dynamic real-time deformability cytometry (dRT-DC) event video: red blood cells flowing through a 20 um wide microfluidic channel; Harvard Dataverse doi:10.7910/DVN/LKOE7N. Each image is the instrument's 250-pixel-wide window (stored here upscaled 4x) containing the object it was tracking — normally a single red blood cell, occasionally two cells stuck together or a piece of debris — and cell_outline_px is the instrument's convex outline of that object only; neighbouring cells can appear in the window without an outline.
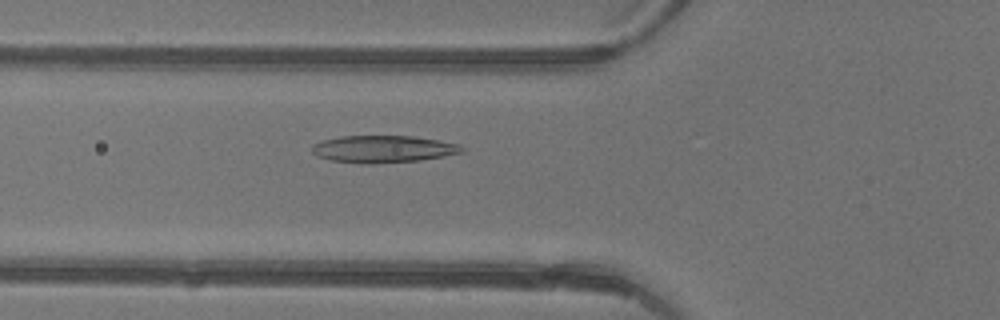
{"species": "common noctule bat (a hibernating species)", "species_latin": "Nyctalus noctula", "temperature_condition": "warm", "stored_images_in_passage": 34, "segment_of_instrument_passage": [1, 2], "camera_frame_rate_fps": 3000, "um_per_image_px": 0.085, "animal": {"sex": "female"}, "frame": {"image": 1, "passage_image": 4, "time_ms": 1.0, "image_size_px": [1000, 320], "cell_outline_px": [[464, 152], [444, 156], [420, 160], [372, 164], [360, 164], [332, 160], [320, 156], [312, 152], [312, 144], [324, 140], [340, 136], [412, 136], [460, 144], [464, 148]], "centroid_in_image_um": [32.58, 12.67], "position_along_channel_um": 93.2, "area_um2": 23.64}}
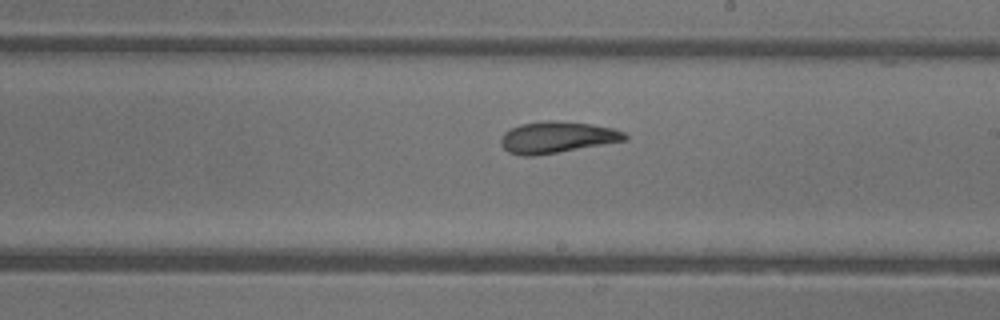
{"frame": {"image": 2, "passage_image": 14, "time_ms": 4.333, "image_size_px": [1000, 320], "cell_outline_px": [[628, 140], [536, 156], [520, 156], [508, 152], [500, 144], [500, 136], [504, 132], [520, 124], [544, 120], [556, 120], [588, 124], [612, 128], [624, 132], [628, 136]], "centroid_in_image_um": [47.31, 11.67], "position_along_channel_um": 241.7, "area_um2": 22.89}}
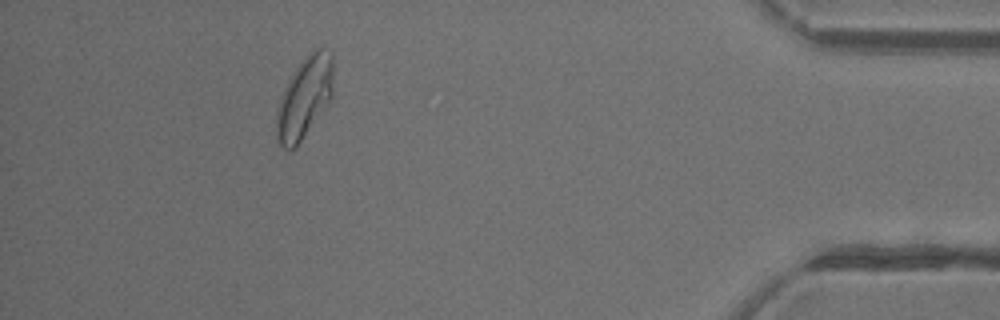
{"frame": {"image": 3, "passage_image": 29, "time_ms": 9.333, "image_size_px": [1000, 320], "cell_outline_px": [[332, 96], [296, 148], [288, 152], [276, 140], [276, 108], [280, 96], [288, 80], [300, 60], [312, 48], [320, 48], [332, 52]], "centroid_in_image_um": [25.84, 8.29], "position_along_channel_um": 409.4, "area_um2": 27.17}}